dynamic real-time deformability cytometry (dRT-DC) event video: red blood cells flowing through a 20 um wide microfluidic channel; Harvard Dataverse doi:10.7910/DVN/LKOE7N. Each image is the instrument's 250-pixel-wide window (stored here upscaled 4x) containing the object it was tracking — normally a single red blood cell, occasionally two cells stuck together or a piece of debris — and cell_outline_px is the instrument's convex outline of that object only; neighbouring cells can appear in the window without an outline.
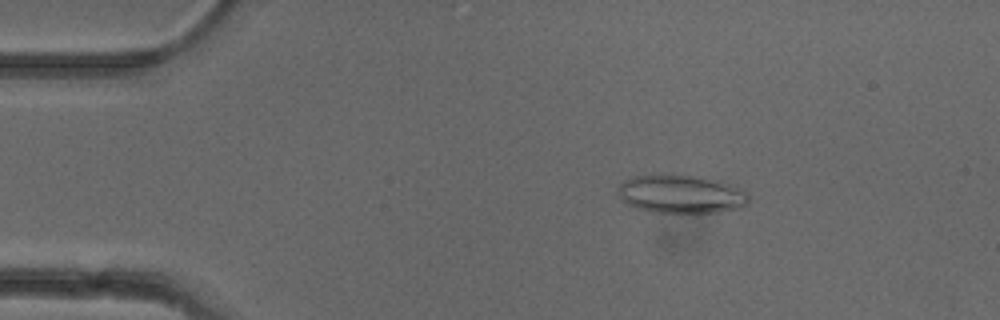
{"species": "common noctule bat (a hibernating species)", "species_latin": "Nyctalus noctula", "temperature_condition": "cold", "stored_images_in_passage": 52, "camera_frame_rate_fps": 3000, "um_per_image_px": 0.085, "animal": {"sex": "female"}, "frame": {"image": 1, "passage_image": 9, "time_ms": 2.667, "image_size_px": [1000, 320], "cell_outline_px": [[748, 204], [740, 208], [716, 212], [652, 212], [636, 208], [620, 200], [620, 184], [624, 180], [632, 176], [656, 172], [672, 172], [704, 176], [720, 180], [748, 192]], "centroid_in_image_um": [57.88, 16.44], "position_along_channel_um": 27.1, "area_um2": 30.17}}
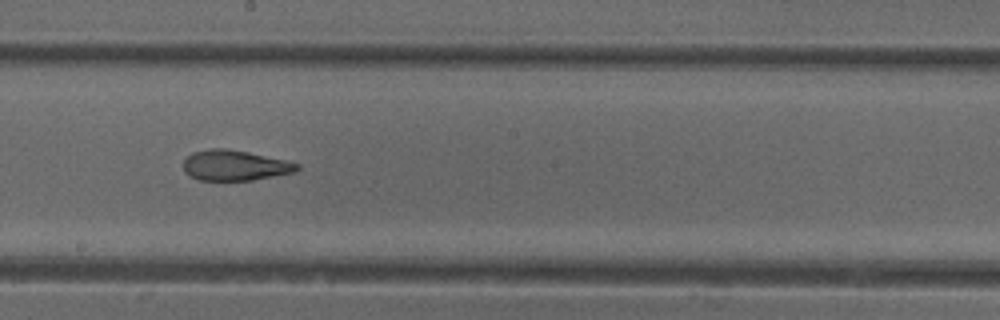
{"frame": {"image": 2, "passage_image": 29, "time_ms": 9.333, "image_size_px": [1000, 320], "cell_outline_px": [[300, 168], [296, 172], [252, 180], [200, 180], [188, 176], [184, 172], [184, 160], [192, 152], [212, 148], [224, 148], [248, 152], [284, 160], [300, 164]], "centroid_in_image_um": [19.95, 14.06], "position_along_channel_um": 228.3, "area_um2": 20.11}}
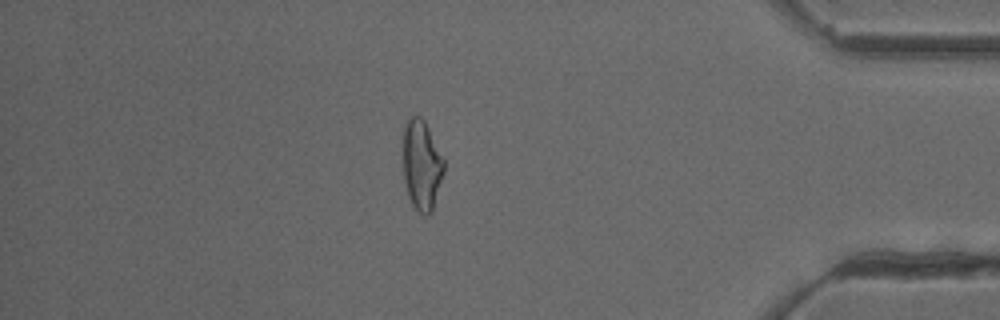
{"frame": {"image": 3, "passage_image": 45, "time_ms": 14.667, "image_size_px": [1000, 320], "cell_outline_px": [[444, 172], [432, 212], [428, 216], [424, 216], [416, 212], [408, 196], [404, 180], [400, 144], [400, 136], [404, 124], [412, 116], [420, 116], [424, 120], [444, 160]], "centroid_in_image_um": [35.78, 14.03], "position_along_channel_um": 399.4, "area_um2": 22.31}, "authors_computed_cell_mechanics": {"area_um2": 22.3397, "velocity_mm_per_s": 3.9453, "shape_relaxation_time_tau1_ms": 6.4741, "shape_relaxation_time_tau2_ms": 2.4298, "deformation_change_tau1": 0.1638, "deformation_change_tau2": 0.1027}}